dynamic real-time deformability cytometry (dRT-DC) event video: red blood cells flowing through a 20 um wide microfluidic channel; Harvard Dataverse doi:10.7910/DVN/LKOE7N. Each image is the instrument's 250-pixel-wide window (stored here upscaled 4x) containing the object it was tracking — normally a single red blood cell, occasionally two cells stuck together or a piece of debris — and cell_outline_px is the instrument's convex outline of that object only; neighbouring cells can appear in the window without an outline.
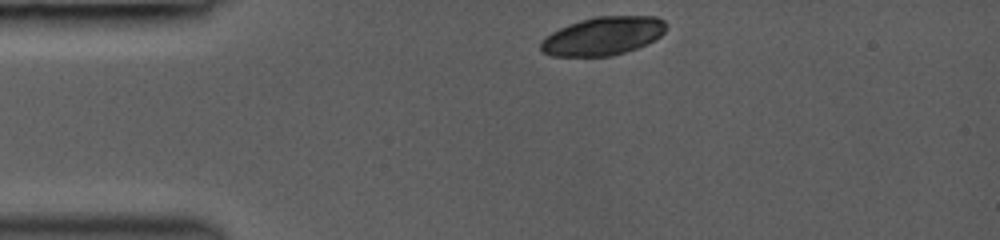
{"species": "common noctule bat (a hibernating species)", "species_latin": "Nyctalus noctula", "temperature_condition": "room temperature", "stored_images_in_passage": 12, "camera_frame_rate_fps": 3000, "um_per_image_px": 0.085, "animal": {"sex": "female", "body_mass_g": 19.0, "forearm_length_mm": 53.3}, "frame": {"image": 1, "passage_image": 1, "time_ms": 0.0, "image_size_px": [1000, 240], "cell_outline_px": [[668, 28], [656, 40], [636, 48], [612, 56], [552, 56], [540, 52], [540, 40], [544, 36], [560, 28], [580, 20], [596, 16], [656, 16], [664, 20], [668, 24]], "centroid_in_image_um": [51.26, 3.06], "position_along_channel_um": 33.7, "area_um2": 28.32}}
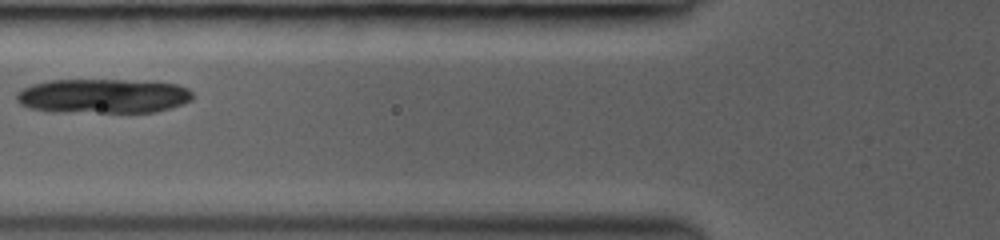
{"frame": {"image": 2, "passage_image": 6, "time_ms": 3.0, "image_size_px": [1000, 240], "cell_outline_px": [[192, 100], [172, 108], [156, 112], [48, 112], [28, 108], [20, 104], [16, 100], [16, 96], [24, 88], [32, 84], [48, 80], [124, 80], [180, 84], [188, 88], [192, 92]], "centroid_in_image_um": [8.76, 8.17], "position_along_channel_um": 117.0, "area_um2": 35.66}}
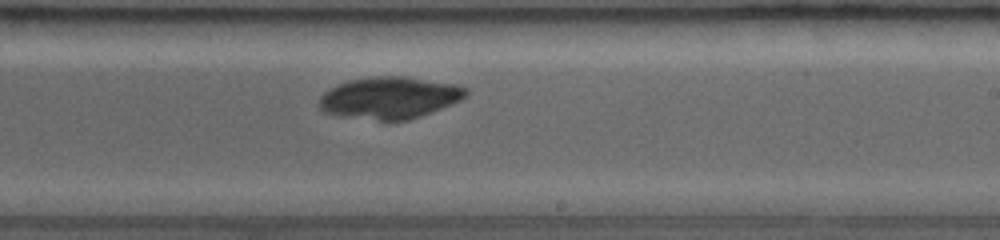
{"frame": {"image": 3, "passage_image": 12, "time_ms": 6.333, "image_size_px": [1000, 240], "cell_outline_px": [[468, 92], [460, 100], [452, 104], [420, 116], [408, 120], [380, 120], [340, 116], [324, 112], [316, 104], [320, 96], [324, 92], [348, 80], [376, 76], [404, 76], [460, 84], [468, 88]], "centroid_in_image_um": [33.12, 8.3], "position_along_channel_um": 255.9, "area_um2": 35.89}}